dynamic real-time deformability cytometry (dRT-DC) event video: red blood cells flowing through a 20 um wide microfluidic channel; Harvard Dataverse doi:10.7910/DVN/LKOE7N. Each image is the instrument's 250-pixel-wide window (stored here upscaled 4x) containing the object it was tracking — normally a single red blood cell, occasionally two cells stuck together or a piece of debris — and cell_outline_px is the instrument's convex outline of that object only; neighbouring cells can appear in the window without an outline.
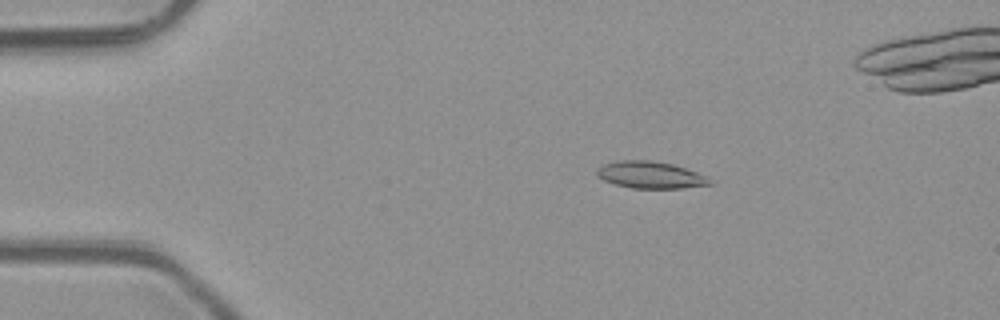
{"species": "common noctule bat (a hibernating species)", "species_latin": "Nyctalus noctula", "temperature_condition": "room temperature", "stored_images_in_passage": 49, "camera_frame_rate_fps": 3000, "um_per_image_px": 0.085, "animal": {"sex": "male", "body_mass_g": 23.1, "forearm_length_mm": 52.7}, "frame": {"image": 1, "passage_image": 9, "time_ms": 2.667, "image_size_px": [1000, 320], "cell_outline_px": [[716, 180], [712, 184], [684, 188], [632, 188], [616, 184], [604, 180], [596, 176], [596, 168], [604, 164], [620, 160], [652, 160], [672, 164], [708, 176]], "centroid_in_image_um": [55.32, 14.87], "position_along_channel_um": 29.7, "area_um2": 17.86}}
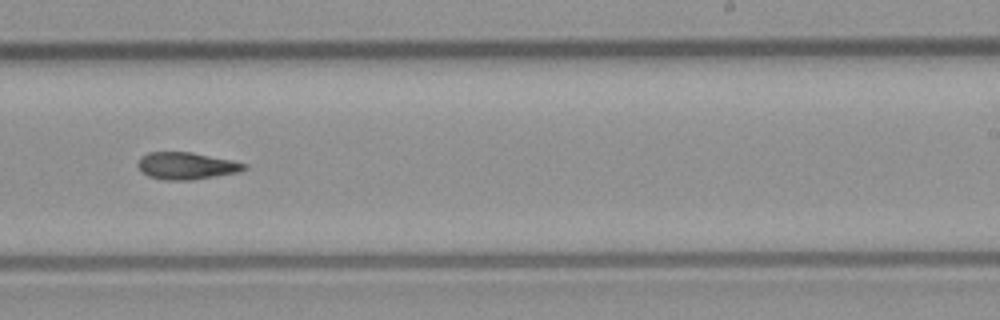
{"frame": {"image": 2, "passage_image": 31, "time_ms": 10.0, "image_size_px": [1000, 320], "cell_outline_px": [[248, 168], [240, 172], [192, 180], [164, 180], [148, 176], [140, 172], [136, 164], [140, 156], [148, 152], [192, 152], [232, 160], [244, 164]], "centroid_in_image_um": [15.8, 14.1], "position_along_channel_um": 273.2, "area_um2": 16.99}}
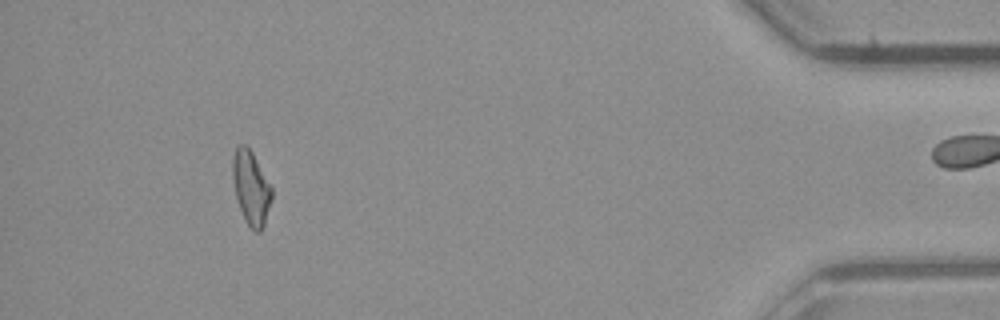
{"frame": {"image": 3, "passage_image": 46, "time_ms": 15.0, "image_size_px": [1000, 320], "cell_outline_px": [[272, 200], [264, 224], [260, 232], [256, 232], [244, 220], [236, 196], [232, 176], [232, 160], [236, 148], [240, 144], [244, 144], [252, 152], [272, 188]], "centroid_in_image_um": [21.34, 15.97], "position_along_channel_um": 413.9, "area_um2": 16.59}, "authors_computed_cell_mechanics": {"area_um2": 16.9354, "velocity_mm_per_s": 4.1302, "shape_relaxation_time_tau1_ms": null, "shape_relaxation_time_tau2_ms": 9.8175, "deformation_change_tau1": null, "deformation_change_tau2": 0.2079}}